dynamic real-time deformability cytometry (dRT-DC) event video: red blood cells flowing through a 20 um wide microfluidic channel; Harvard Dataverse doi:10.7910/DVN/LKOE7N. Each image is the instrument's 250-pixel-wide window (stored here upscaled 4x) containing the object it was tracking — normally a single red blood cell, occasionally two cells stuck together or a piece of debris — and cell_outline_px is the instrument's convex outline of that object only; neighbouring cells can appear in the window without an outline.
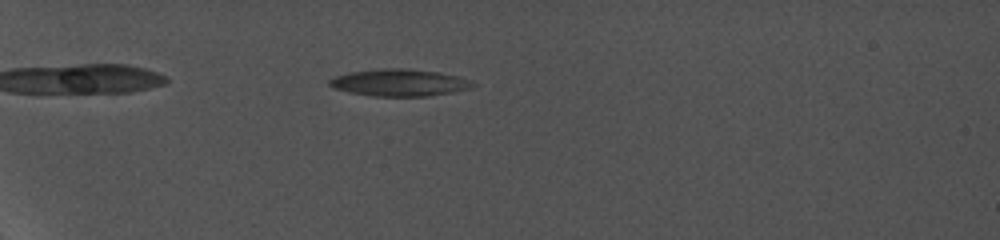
{"species": "common noctule bat (a hibernating species)", "species_latin": "Nyctalus noctula", "temperature_condition": "cold", "stored_images_in_passage": 40, "camera_frame_rate_fps": 5000, "um_per_image_px": 0.085, "animal": {"sex": "female", "body_mass_g": 19.0, "forearm_length_mm": 56.7}, "frame": {"image": 1, "passage_image": 10, "time_ms": 2.8, "image_size_px": [1000, 240], "cell_outline_px": [[476, 84], [472, 88], [452, 92], [428, 96], [372, 96], [348, 92], [332, 88], [328, 84], [328, 80], [336, 76], [348, 72], [380, 68], [408, 68], [440, 72], [472, 80]], "centroid_in_image_um": [33.94, 7.02], "position_along_channel_um": 51.1, "area_um2": 22.83}}
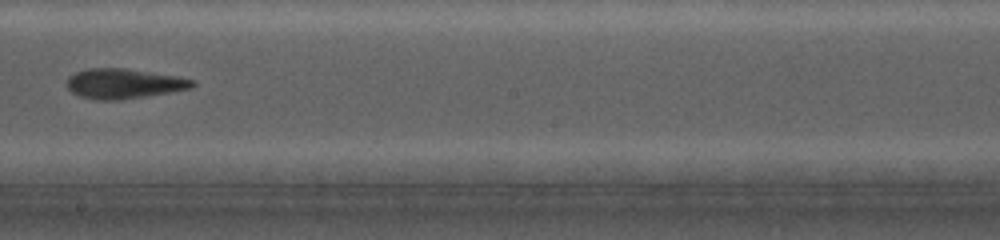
{"frame": {"image": 2, "passage_image": 27, "time_ms": 9.2, "image_size_px": [1000, 240], "cell_outline_px": [[196, 84], [192, 88], [172, 92], [120, 100], [96, 100], [80, 96], [72, 92], [64, 84], [68, 76], [76, 72], [88, 68], [124, 68], [176, 76], [196, 80]], "centroid_in_image_um": [10.51, 7.11], "position_along_channel_um": 237.7, "area_um2": 22.08}}
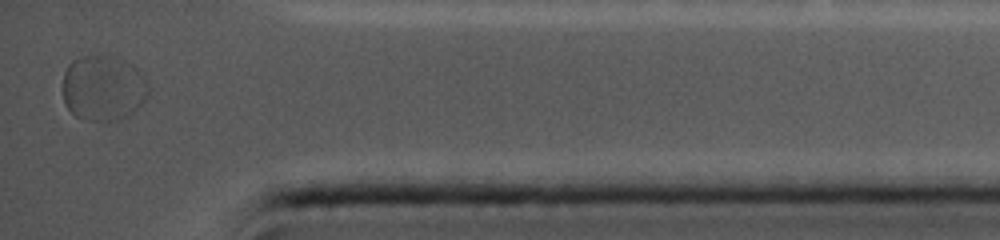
{"frame": {"image": 3, "passage_image": 40, "time_ms": 14.4, "image_size_px": [1000, 240], "cell_outline_px": [[148, 96], [128, 116], [120, 120], [84, 120], [76, 116], [64, 104], [64, 72], [68, 64], [72, 60], [84, 56], [112, 56], [124, 60], [140, 68], [148, 84]], "centroid_in_image_um": [8.79, 7.47], "position_along_channel_um": 426.4, "area_um2": 32.77}}